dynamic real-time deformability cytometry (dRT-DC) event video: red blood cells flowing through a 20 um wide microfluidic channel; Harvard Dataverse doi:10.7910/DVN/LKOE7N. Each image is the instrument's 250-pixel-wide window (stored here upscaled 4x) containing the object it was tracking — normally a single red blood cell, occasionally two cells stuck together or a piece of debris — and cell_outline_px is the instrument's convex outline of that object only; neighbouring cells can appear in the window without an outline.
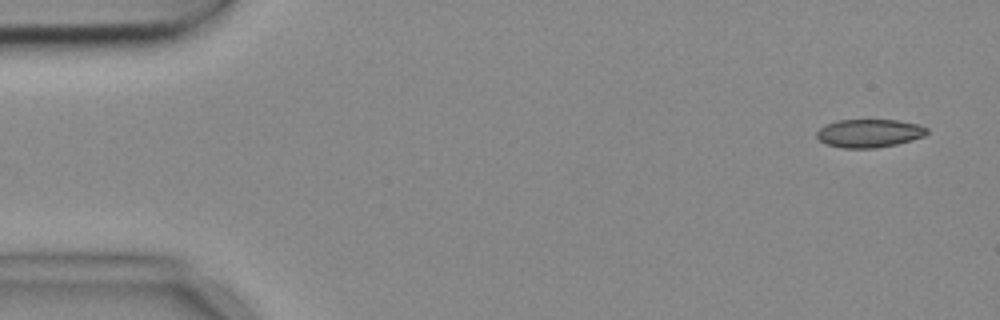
{"species": "common noctule bat (a hibernating species)", "species_latin": "Nyctalus noctula", "temperature_condition": "cold", "stored_images_in_passage": 10, "camera_frame_rate_fps": 3000, "um_per_image_px": 0.085, "animal": {"sex": "female", "body_mass_g": 18.4}, "frame": {"image": 1, "passage_image": 1, "time_ms": 0.0, "image_size_px": [1000, 320], "cell_outline_px": [[928, 132], [924, 136], [912, 140], [896, 144], [876, 148], [844, 148], [828, 144], [820, 140], [816, 136], [816, 132], [824, 124], [836, 120], [900, 120], [920, 124], [928, 128]], "centroid_in_image_um": [73.9, 11.31], "position_along_channel_um": 11.1, "area_um2": 18.26}}
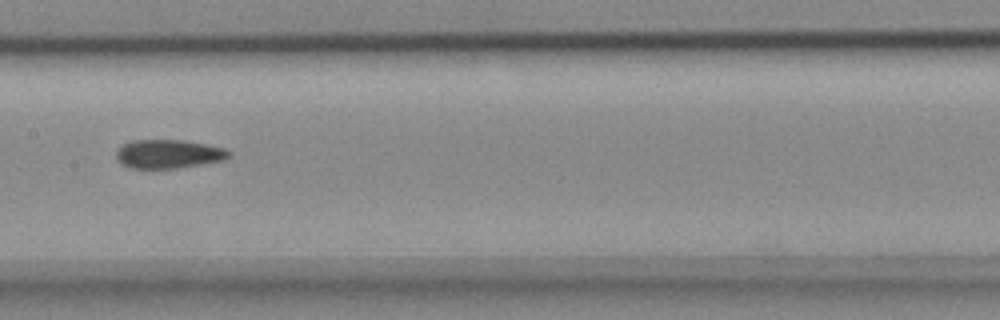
{"frame": {"image": 2, "passage_image": 7, "time_ms": 2.0, "image_size_px": [1000, 320], "cell_outline_px": [[232, 152], [224, 160], [176, 168], [128, 168], [120, 164], [116, 160], [116, 152], [124, 144], [132, 140], [184, 140], [224, 148]], "centroid_in_image_um": [14.28, 13.09], "position_along_channel_um": 193.1, "area_um2": 18.79}}
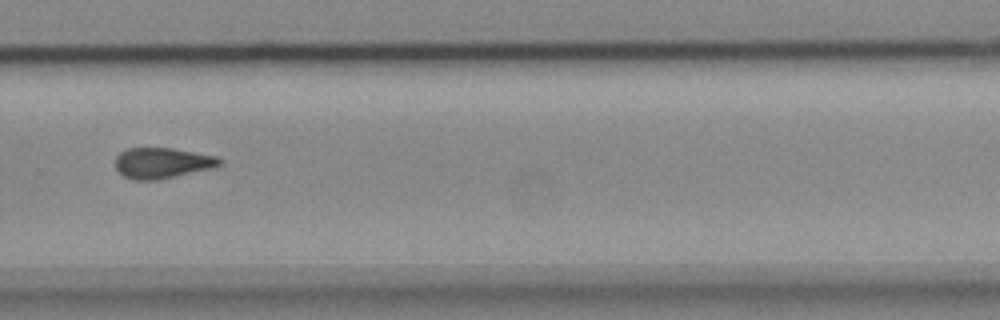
{"frame": {"image": 3, "passage_image": 10, "time_ms": 3.0, "image_size_px": [1000, 320], "cell_outline_px": [[224, 164], [212, 168], [156, 180], [136, 180], [124, 176], [116, 168], [116, 156], [120, 152], [128, 148], [172, 148], [216, 156], [224, 160]], "centroid_in_image_um": [13.81, 13.85], "position_along_channel_um": 316.0, "area_um2": 18.55}}